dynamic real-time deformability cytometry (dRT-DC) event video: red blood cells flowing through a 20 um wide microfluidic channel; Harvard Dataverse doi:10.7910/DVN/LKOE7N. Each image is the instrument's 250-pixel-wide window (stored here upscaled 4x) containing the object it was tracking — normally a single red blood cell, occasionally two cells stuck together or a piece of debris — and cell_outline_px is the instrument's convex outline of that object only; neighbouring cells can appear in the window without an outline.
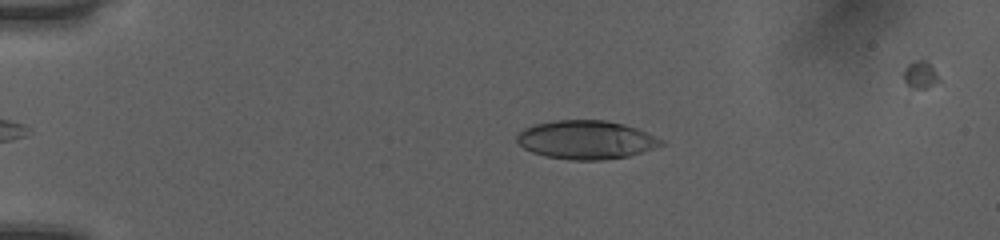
{"species": "human", "species_latin": "Homo sapiens", "temperature_condition": "room temperature", "stored_images_in_passage": 46, "camera_frame_rate_fps": 3000, "um_per_image_px": 0.085, "donor": {"sex": "female"}, "frame": {"image": 1, "passage_image": 6, "time_ms": 1.667, "image_size_px": [1000, 240], "cell_outline_px": [[664, 144], [628, 156], [604, 160], [568, 160], [544, 156], [532, 152], [524, 148], [516, 140], [516, 136], [524, 128], [532, 124], [556, 120], [604, 120], [624, 124], [636, 128], [664, 140]], "centroid_in_image_um": [49.78, 11.88], "position_along_channel_um": 35.2, "area_um2": 32.43}}
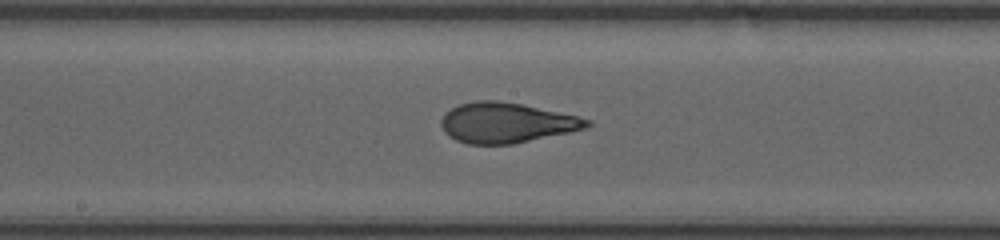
{"frame": {"image": 2, "passage_image": 23, "time_ms": 7.333, "image_size_px": [1000, 240], "cell_outline_px": [[592, 124], [588, 128], [512, 144], [468, 144], [456, 140], [448, 136], [444, 132], [440, 124], [440, 120], [452, 108], [460, 104], [476, 100], [496, 100], [520, 104], [576, 116], [592, 120]], "centroid_in_image_um": [43.03, 10.44], "position_along_channel_um": 205.2, "area_um2": 33.87}}
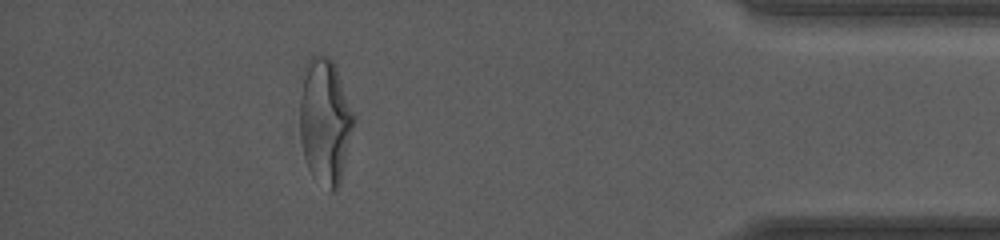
{"frame": {"image": 3, "passage_image": 41, "time_ms": 13.333, "image_size_px": [1000, 240], "cell_outline_px": [[356, 120], [340, 184], [336, 192], [328, 192], [312, 176], [308, 168], [304, 156], [300, 140], [300, 76], [308, 60], [312, 56], [320, 52], [328, 56], [336, 64], [356, 116]], "centroid_in_image_um": [27.64, 10.28], "position_along_channel_um": 407.6, "area_um2": 40.98}, "authors_computed_cell_mechanics": {"area_um2": 33.7552, "velocity_mm_per_s": 4.0452, "shape_relaxation_time_tau1_ms": 9.3785, "shape_relaxation_time_tau2_ms": 1.0355, "deformation_change_tau1": 0.3026, "deformation_change_tau2": 0.0907}}